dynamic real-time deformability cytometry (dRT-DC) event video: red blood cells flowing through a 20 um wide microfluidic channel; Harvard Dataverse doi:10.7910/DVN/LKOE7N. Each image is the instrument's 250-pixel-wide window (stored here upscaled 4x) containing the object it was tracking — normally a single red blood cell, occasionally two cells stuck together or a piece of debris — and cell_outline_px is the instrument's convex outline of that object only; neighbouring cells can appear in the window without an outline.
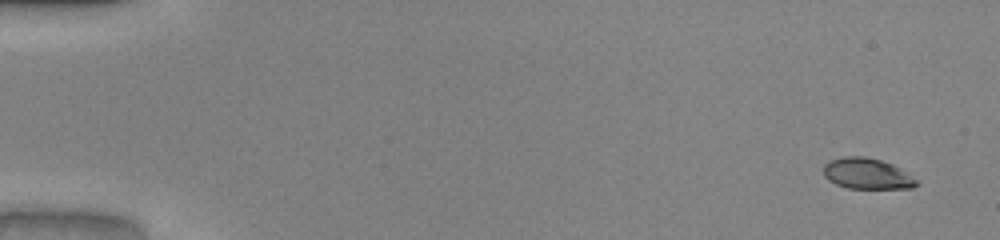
{"species": "common noctule bat (a hibernating species)", "species_latin": "Nyctalus noctula", "temperature_condition": "warm", "stored_images_in_passage": 49, "camera_frame_rate_fps": 3000, "um_per_image_px": 0.085, "animal": {"sex": "male", "body_mass_g": 20.0, "forearm_length_mm": 53.3}, "frame": {"image": 1, "passage_image": 1, "time_ms": 0.0, "image_size_px": [1000, 240], "cell_outline_px": [[920, 184], [912, 188], [848, 188], [836, 184], [828, 180], [824, 176], [824, 164], [828, 160], [844, 156], [864, 156], [880, 160], [892, 164], [900, 168], [916, 180]], "centroid_in_image_um": [73.67, 14.75], "position_along_channel_um": 11.3, "area_um2": 16.7}}
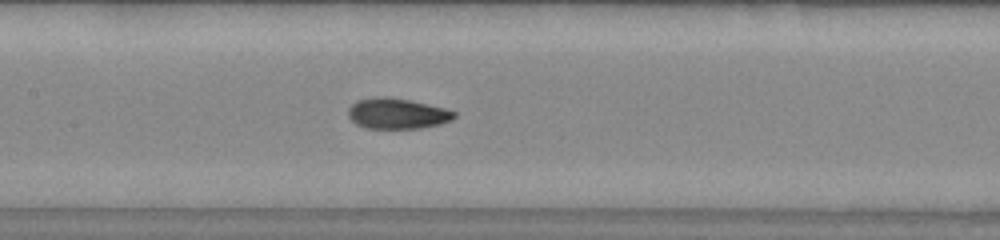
{"frame": {"image": 2, "passage_image": 24, "time_ms": 7.667, "image_size_px": [1000, 240], "cell_outline_px": [[456, 116], [452, 120], [440, 124], [420, 128], [364, 128], [356, 124], [348, 116], [348, 108], [356, 100], [376, 96], [384, 96], [408, 100], [444, 108], [456, 112]], "centroid_in_image_um": [33.73, 9.65], "position_along_channel_um": 173.7, "area_um2": 18.9}}
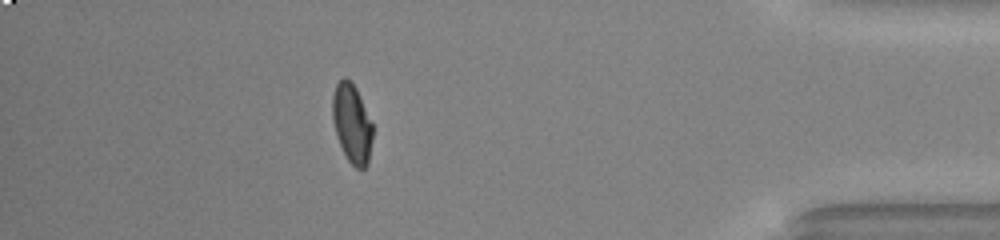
{"frame": {"image": 3, "passage_image": 44, "time_ms": 14.333, "image_size_px": [1000, 240], "cell_outline_px": [[372, 140], [368, 164], [364, 168], [356, 168], [348, 160], [340, 144], [332, 120], [332, 96], [336, 84], [344, 76], [356, 88], [372, 124]], "centroid_in_image_um": [29.9, 10.5], "position_along_channel_um": 405.3, "area_um2": 18.21}, "authors_computed_cell_mechanics": {"area_um2": 18.4382, "velocity_mm_per_s": 4.1059, "shape_relaxation_time_tau1_ms": 7.3255, "shape_relaxation_time_tau2_ms": 1.145, "deformation_change_tau1": 0.2871, "deformation_change_tau2": 0.0552}}